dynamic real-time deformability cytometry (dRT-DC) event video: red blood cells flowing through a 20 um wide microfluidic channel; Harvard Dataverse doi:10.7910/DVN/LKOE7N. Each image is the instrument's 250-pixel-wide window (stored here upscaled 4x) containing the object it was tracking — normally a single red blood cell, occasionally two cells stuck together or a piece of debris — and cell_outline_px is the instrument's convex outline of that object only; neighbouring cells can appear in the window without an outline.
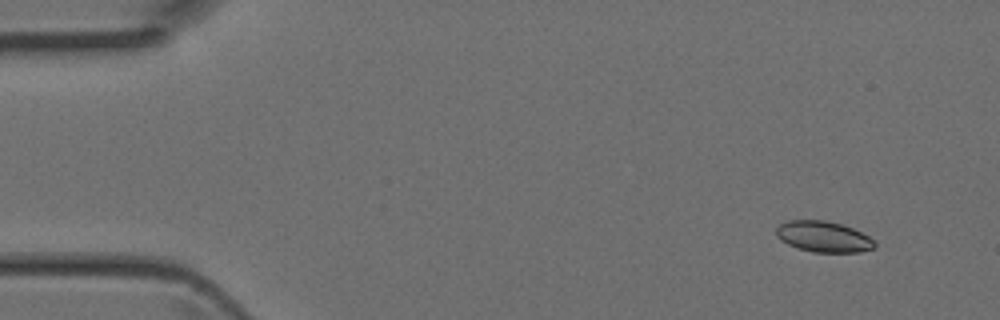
{"species": "Egyptian fruit bat (a non-hibernating species)", "species_latin": "Rousettus aegyptiacus", "temperature_condition": "room temperature", "stored_images_in_passage": 5, "camera_frame_rate_fps": 3000, "um_per_image_px": 0.085, "animal": {"sex": "female"}, "frame": {"image": 1, "passage_image": 2, "time_ms": 0.333, "image_size_px": [1000, 320], "cell_outline_px": [[876, 248], [860, 252], [812, 252], [796, 248], [780, 240], [776, 236], [776, 228], [780, 224], [788, 220], [824, 220], [840, 224], [852, 228], [868, 236], [876, 244]], "centroid_in_image_um": [69.97, 20.12], "position_along_channel_um": 15.0, "area_um2": 17.74}}